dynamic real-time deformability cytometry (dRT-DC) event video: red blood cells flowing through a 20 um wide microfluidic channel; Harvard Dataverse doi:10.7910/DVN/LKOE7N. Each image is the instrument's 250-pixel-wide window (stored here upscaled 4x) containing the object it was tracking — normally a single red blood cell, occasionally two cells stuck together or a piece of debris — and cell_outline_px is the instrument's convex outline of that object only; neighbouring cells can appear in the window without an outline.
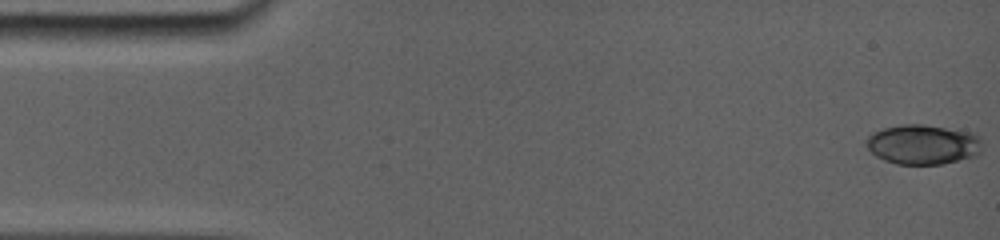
{"species": "common noctule bat (a hibernating species)", "species_latin": "Nyctalus noctula", "temperature_condition": "room temperature", "stored_images_in_passage": 7, "camera_frame_rate_fps": 5000, "um_per_image_px": 0.085, "animal": {"sex": "female", "body_mass_g": 19.0, "forearm_length_mm": 56.7}, "frame": {"image": 1, "passage_image": 1, "time_ms": 0.0, "image_size_px": [1000, 240], "cell_outline_px": [[976, 140], [964, 156], [956, 160], [940, 164], [900, 164], [888, 160], [880, 156], [868, 144], [868, 140], [876, 132], [884, 128], [908, 124], [916, 124], [944, 128], [976, 136]], "centroid_in_image_um": [78.26, 12.27], "position_along_channel_um": 6.7, "area_um2": 23.87}}
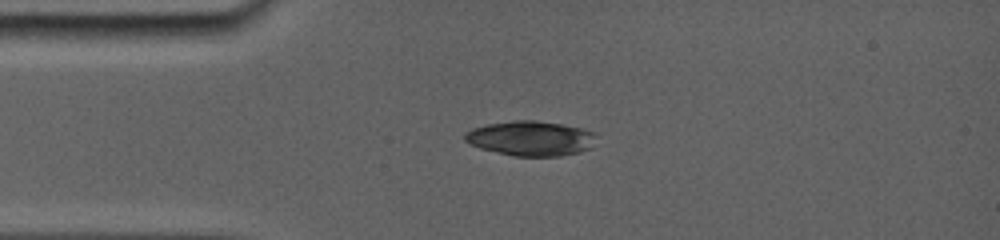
{"frame": {"image": 2, "passage_image": 6, "time_ms": 3.6, "image_size_px": [1000, 240], "cell_outline_px": [[588, 132], [584, 148], [576, 152], [556, 156], [516, 156], [484, 148], [472, 144], [464, 140], [464, 136], [468, 132], [476, 128], [488, 124], [516, 120], [532, 120], [560, 124], [580, 128]], "centroid_in_image_um": [44.94, 11.75], "position_along_channel_um": 40.1, "area_um2": 24.8}}